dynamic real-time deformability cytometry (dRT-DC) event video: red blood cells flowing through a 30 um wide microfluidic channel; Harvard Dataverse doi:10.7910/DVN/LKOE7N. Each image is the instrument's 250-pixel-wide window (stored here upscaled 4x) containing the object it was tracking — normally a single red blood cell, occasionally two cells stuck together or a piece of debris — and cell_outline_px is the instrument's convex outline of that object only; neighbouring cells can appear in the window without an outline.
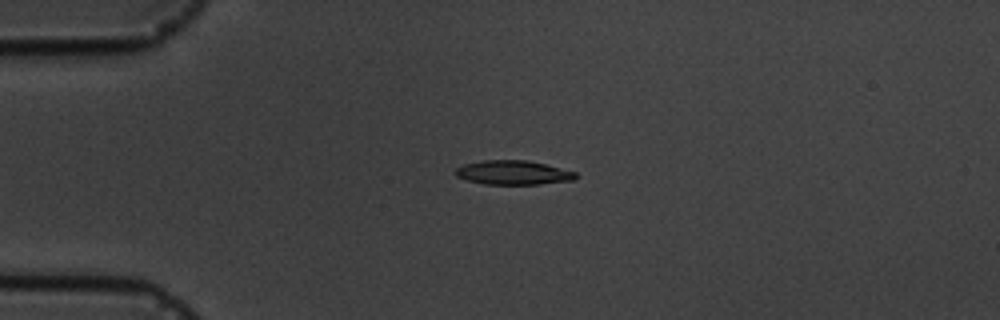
{"species": "common noctule bat (a hibernating species)", "species_latin": "Nyctalus noctula", "temperature_condition": "cold", "stored_images_in_passage": 5, "camera_frame_rate_fps": 3000, "um_per_image_px": 0.085, "animal": {"sex": "male", "body_mass_g": 19.5, "forearm_length_mm": 54.6}, "frame": {"image": 1, "passage_image": 4, "time_ms": 3.667, "image_size_px": [1000, 320], "cell_outline_px": [[576, 176], [572, 180], [540, 184], [484, 184], [468, 180], [456, 176], [456, 168], [464, 164], [484, 160], [528, 160], [576, 172]], "centroid_in_image_um": [43.6, 14.67], "position_along_channel_um": 41.4, "area_um2": 16.7}}